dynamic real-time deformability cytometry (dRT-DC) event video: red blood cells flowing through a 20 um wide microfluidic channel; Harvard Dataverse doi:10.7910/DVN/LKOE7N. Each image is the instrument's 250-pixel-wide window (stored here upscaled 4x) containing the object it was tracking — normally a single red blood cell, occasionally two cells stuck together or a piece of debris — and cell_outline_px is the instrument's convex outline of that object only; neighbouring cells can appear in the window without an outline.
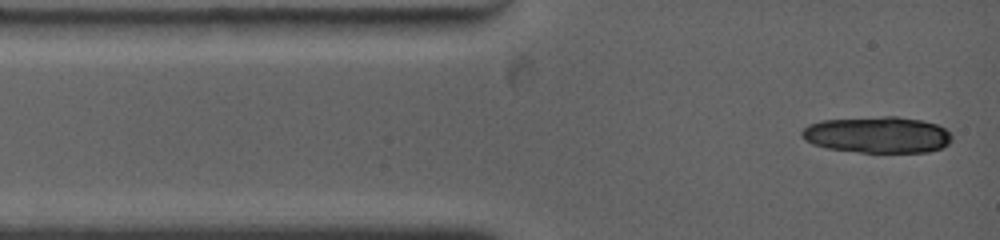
{"species": "common noctule bat (a hibernating species)", "species_latin": "Nyctalus noctula", "temperature_condition": "warm", "stored_images_in_passage": 2, "camera_frame_rate_fps": 4500, "um_per_image_px": 0.085, "animal": {"sex": "female", "body_mass_g": 19.0, "forearm_length_mm": 53.3}, "frame": {"image": 1, "passage_image": 2, "time_ms": 0.667, "image_size_px": [1000, 240], "cell_outline_px": [[952, 140], [944, 148], [928, 152], [860, 152], [828, 148], [812, 144], [804, 140], [800, 132], [808, 124], [820, 120], [884, 116], [896, 116], [920, 120], [936, 124], [944, 128], [952, 136]], "centroid_in_image_um": [74.58, 11.45], "position_along_channel_um": 10.4, "area_um2": 31.96}}